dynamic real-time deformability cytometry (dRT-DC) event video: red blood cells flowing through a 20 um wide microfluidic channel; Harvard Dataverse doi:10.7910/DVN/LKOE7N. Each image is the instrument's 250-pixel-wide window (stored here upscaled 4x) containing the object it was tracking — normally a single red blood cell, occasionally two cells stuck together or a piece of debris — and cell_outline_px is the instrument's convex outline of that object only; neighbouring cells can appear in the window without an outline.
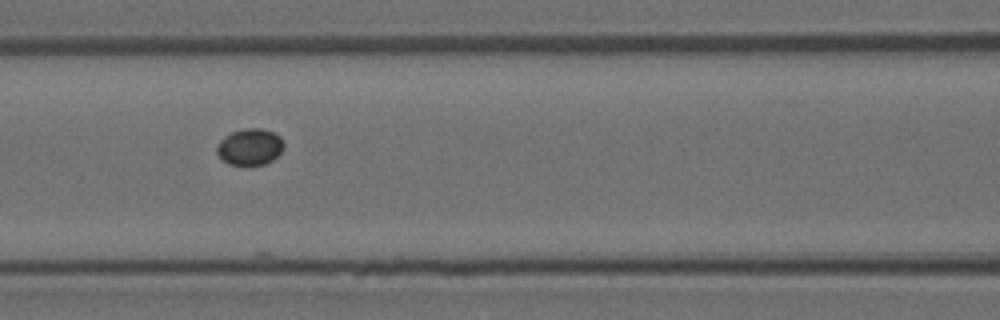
{"species": "Egyptian fruit bat (a non-hibernating species)", "species_latin": "Rousettus aegyptiacus", "temperature_condition": "room temperature", "stored_images_in_passage": 11, "camera_frame_rate_fps": 3000, "um_per_image_px": 0.085, "animal": {"sex": "female"}, "frame": {"image": 1, "passage_image": 8, "time_ms": 2.333, "image_size_px": [1000, 320], "cell_outline_px": [[284, 148], [272, 160], [264, 164], [248, 168], [244, 168], [228, 164], [216, 152], [216, 148], [220, 140], [224, 136], [232, 132], [244, 128], [260, 128], [272, 132], [280, 136], [284, 144]], "centroid_in_image_um": [21.22, 12.52], "position_along_channel_um": 145.4, "area_um2": 14.62}}
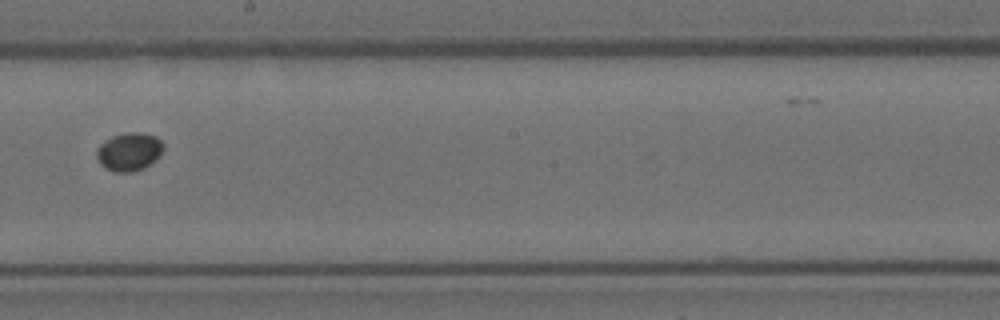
{"frame": {"image": 2, "passage_image": 10, "time_ms": 3.0, "image_size_px": [1000, 320], "cell_outline_px": [[164, 148], [160, 156], [156, 160], [144, 168], [132, 172], [116, 172], [104, 168], [100, 164], [96, 156], [96, 148], [100, 144], [112, 136], [128, 132], [140, 132], [156, 136], [164, 144]], "centroid_in_image_um": [10.98, 12.9], "position_along_channel_um": 237.2, "area_um2": 15.09}}
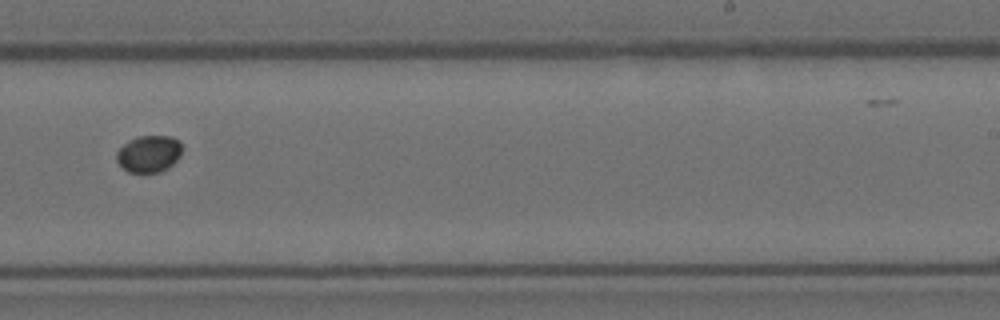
{"frame": {"image": 3, "passage_image": 11, "time_ms": 3.333, "image_size_px": [1000, 320], "cell_outline_px": [[180, 156], [168, 168], [160, 172], [128, 172], [116, 160], [116, 152], [128, 140], [136, 136], [172, 136], [180, 140]], "centroid_in_image_um": [12.65, 13.06], "position_along_channel_um": 276.4, "area_um2": 14.05}}